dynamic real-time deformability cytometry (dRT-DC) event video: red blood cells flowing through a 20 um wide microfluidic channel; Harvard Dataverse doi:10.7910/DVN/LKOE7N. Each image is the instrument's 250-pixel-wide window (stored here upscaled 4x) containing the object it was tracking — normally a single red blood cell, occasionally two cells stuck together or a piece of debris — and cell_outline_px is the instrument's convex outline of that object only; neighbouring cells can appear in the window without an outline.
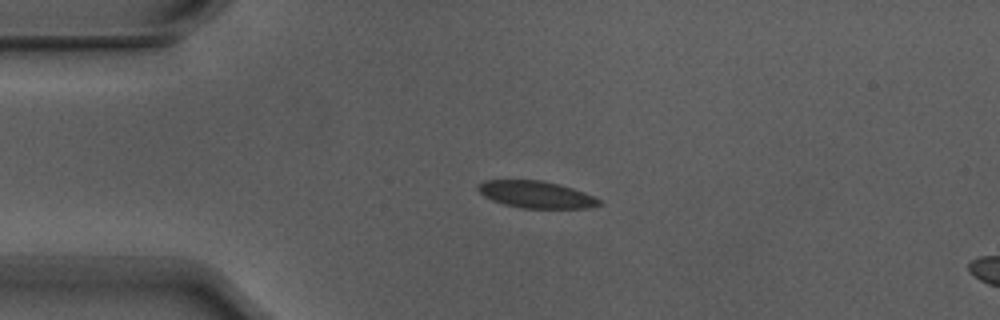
{"species": "Egyptian fruit bat (a non-hibernating species)", "species_latin": "Rousettus aegyptiacus", "temperature_condition": "warm", "stored_images_in_passage": 2, "camera_frame_rate_fps": 3000, "um_per_image_px": 0.085, "animal": {"sex": "male"}, "frame": {"image": 1, "passage_image": 1, "time_ms": 0.0, "image_size_px": [1000, 320], "cell_outline_px": [[600, 204], [588, 208], [520, 208], [504, 204], [492, 200], [484, 196], [476, 188], [484, 180], [540, 180], [560, 184], [584, 192], [600, 200]], "centroid_in_image_um": [45.55, 16.53], "position_along_channel_um": 39.5, "area_um2": 18.9}}